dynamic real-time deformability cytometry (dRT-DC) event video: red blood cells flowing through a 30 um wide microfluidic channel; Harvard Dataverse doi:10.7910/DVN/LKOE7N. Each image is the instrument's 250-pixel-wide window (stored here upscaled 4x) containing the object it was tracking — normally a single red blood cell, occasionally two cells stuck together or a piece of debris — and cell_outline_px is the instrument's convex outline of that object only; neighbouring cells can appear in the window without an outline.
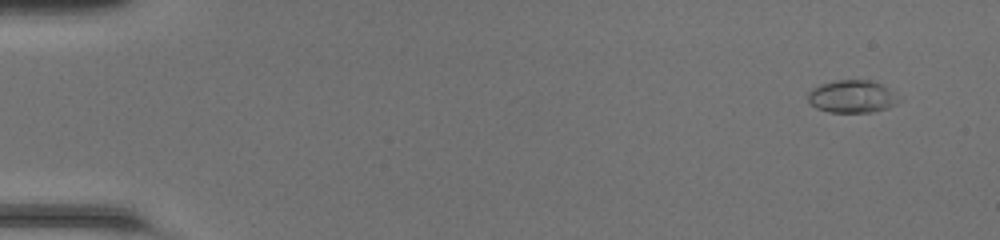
{"species": "common noctule bat (a hibernating species)", "species_latin": "Nyctalus noctula", "temperature_condition": "room temperature", "stored_images_in_passage": 47, "camera_frame_rate_fps": 3000, "um_per_image_px": 0.085, "animal": {"sex": "female", "body_mass_g": 20.0, "forearm_length_mm": 54.0}, "frame": {"image": 1, "passage_image": 1, "time_ms": 0.0, "image_size_px": [1000, 240], "cell_outline_px": [[900, 100], [896, 104], [888, 108], [872, 112], [828, 112], [816, 108], [808, 100], [808, 92], [812, 88], [820, 84], [836, 80], [872, 80], [888, 88]], "centroid_in_image_um": [72.41, 8.2], "position_along_channel_um": 12.6, "area_um2": 17.22}}
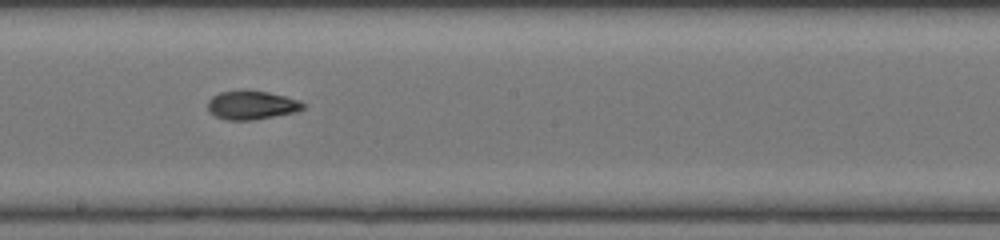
{"frame": {"image": 2, "passage_image": 26, "time_ms": 8.333, "image_size_px": [1000, 240], "cell_outline_px": [[308, 104], [304, 108], [296, 112], [252, 120], [224, 120], [208, 112], [208, 100], [212, 96], [220, 92], [244, 88], [268, 92], [300, 100]], "centroid_in_image_um": [21.39, 8.91], "position_along_channel_um": 226.8, "area_um2": 16.42}}
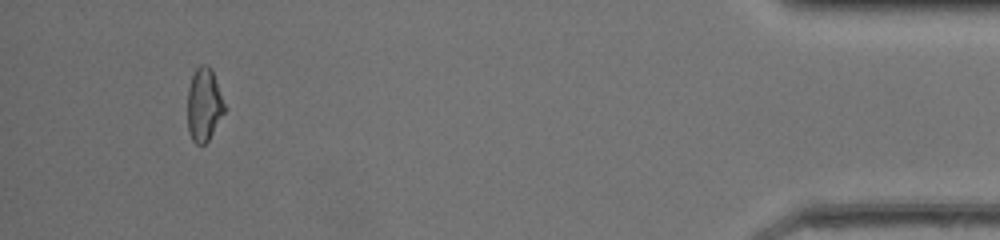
{"frame": {"image": 3, "passage_image": 44, "time_ms": 14.333, "image_size_px": [1000, 240], "cell_outline_px": [[228, 108], [208, 140], [204, 144], [196, 144], [192, 140], [188, 132], [188, 88], [192, 76], [196, 68], [200, 64], [208, 64], [212, 68]], "centroid_in_image_um": [17.38, 8.87], "position_along_channel_um": 417.8, "area_um2": 16.24}, "authors_computed_cell_mechanics": {"area_um2": 16.1262, "velocity_mm_per_s": 4.3093, "shape_relaxation_time_tau1_ms": 6.0004, "shape_relaxation_time_tau2_ms": 2.5936, "deformation_change_tau1": 0.2104, "deformation_change_tau2": 0.0733}}